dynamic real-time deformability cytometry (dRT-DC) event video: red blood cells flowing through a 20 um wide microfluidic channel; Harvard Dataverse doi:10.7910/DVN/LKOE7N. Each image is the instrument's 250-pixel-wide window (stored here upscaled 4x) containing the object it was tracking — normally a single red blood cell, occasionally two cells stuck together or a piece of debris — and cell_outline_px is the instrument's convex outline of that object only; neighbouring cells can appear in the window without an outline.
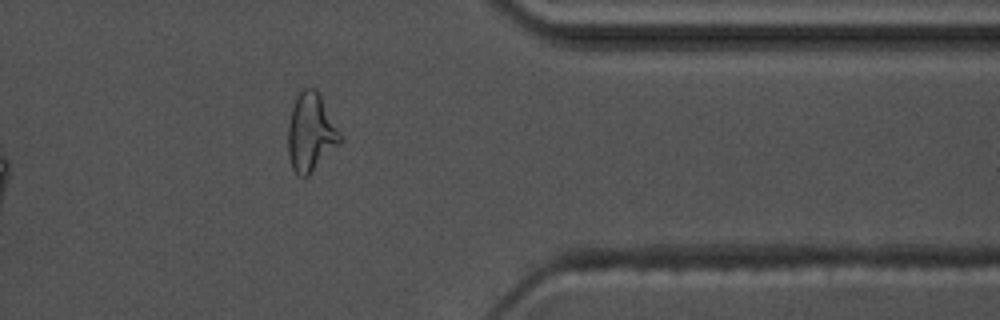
{"species": "common noctule bat (a hibernating species)", "species_latin": "Nyctalus noctula", "temperature_condition": "warm", "stored_images_in_passage": 37, "camera_frame_rate_fps": 3000, "um_per_image_px": 0.085, "animal": {"sex": "male", "body_mass_g": 17.5, "forearm_length_mm": 52.3}, "frame": {"image": 1, "passage_image": 32, "time_ms": 10.333, "image_size_px": [1000, 320], "cell_outline_px": [[344, 140], [308, 176], [296, 176], [292, 168], [288, 156], [288, 124], [292, 108], [296, 96], [304, 88], [316, 88], [340, 132]], "centroid_in_image_um": [26.41, 11.29], "position_along_channel_um": 385.0, "area_um2": 23.76}, "authors_computed_cell_mechanics": {"area_um2": 21.3282, "velocity_mm_per_s": 3.6711, "shape_relaxation_time_tau1_ms": null, "shape_relaxation_time_tau2_ms": 1.2092, "deformation_change_tau1": null, "deformation_change_tau2": 0.0932}}